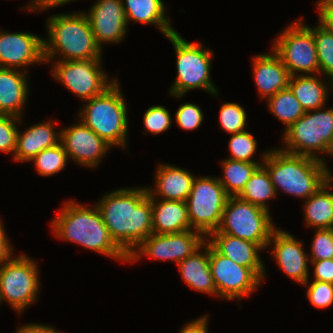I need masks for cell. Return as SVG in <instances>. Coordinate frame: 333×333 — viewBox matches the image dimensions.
<instances>
[{
	"instance_id": "36",
	"label": "cell",
	"mask_w": 333,
	"mask_h": 333,
	"mask_svg": "<svg viewBox=\"0 0 333 333\" xmlns=\"http://www.w3.org/2000/svg\"><path fill=\"white\" fill-rule=\"evenodd\" d=\"M313 239L310 261L333 259V228L317 229Z\"/></svg>"
},
{
	"instance_id": "44",
	"label": "cell",
	"mask_w": 333,
	"mask_h": 333,
	"mask_svg": "<svg viewBox=\"0 0 333 333\" xmlns=\"http://www.w3.org/2000/svg\"><path fill=\"white\" fill-rule=\"evenodd\" d=\"M207 317L203 316L187 324L180 333H207Z\"/></svg>"
},
{
	"instance_id": "46",
	"label": "cell",
	"mask_w": 333,
	"mask_h": 333,
	"mask_svg": "<svg viewBox=\"0 0 333 333\" xmlns=\"http://www.w3.org/2000/svg\"><path fill=\"white\" fill-rule=\"evenodd\" d=\"M69 1L73 0H39L37 8L39 9H48V7H54V6H59L63 5L65 3H68Z\"/></svg>"
},
{
	"instance_id": "3",
	"label": "cell",
	"mask_w": 333,
	"mask_h": 333,
	"mask_svg": "<svg viewBox=\"0 0 333 333\" xmlns=\"http://www.w3.org/2000/svg\"><path fill=\"white\" fill-rule=\"evenodd\" d=\"M263 159L276 193L279 187L286 193L308 199L327 182V167L323 160L280 149L268 151Z\"/></svg>"
},
{
	"instance_id": "39",
	"label": "cell",
	"mask_w": 333,
	"mask_h": 333,
	"mask_svg": "<svg viewBox=\"0 0 333 333\" xmlns=\"http://www.w3.org/2000/svg\"><path fill=\"white\" fill-rule=\"evenodd\" d=\"M307 297L317 308H326L333 304V284L314 280L309 284Z\"/></svg>"
},
{
	"instance_id": "40",
	"label": "cell",
	"mask_w": 333,
	"mask_h": 333,
	"mask_svg": "<svg viewBox=\"0 0 333 333\" xmlns=\"http://www.w3.org/2000/svg\"><path fill=\"white\" fill-rule=\"evenodd\" d=\"M203 114L199 106L191 103L183 104L176 112V123L185 130H193L201 125Z\"/></svg>"
},
{
	"instance_id": "9",
	"label": "cell",
	"mask_w": 333,
	"mask_h": 333,
	"mask_svg": "<svg viewBox=\"0 0 333 333\" xmlns=\"http://www.w3.org/2000/svg\"><path fill=\"white\" fill-rule=\"evenodd\" d=\"M229 197L217 178L195 177L186 200L191 229L204 236L217 231Z\"/></svg>"
},
{
	"instance_id": "35",
	"label": "cell",
	"mask_w": 333,
	"mask_h": 333,
	"mask_svg": "<svg viewBox=\"0 0 333 333\" xmlns=\"http://www.w3.org/2000/svg\"><path fill=\"white\" fill-rule=\"evenodd\" d=\"M246 113L237 103H225L220 109L221 127L231 134L245 131Z\"/></svg>"
},
{
	"instance_id": "7",
	"label": "cell",
	"mask_w": 333,
	"mask_h": 333,
	"mask_svg": "<svg viewBox=\"0 0 333 333\" xmlns=\"http://www.w3.org/2000/svg\"><path fill=\"white\" fill-rule=\"evenodd\" d=\"M167 38L176 51L178 74L170 93L180 98L188 90L199 88L216 95L218 92L210 81L212 52L205 50L200 43L187 42L177 31Z\"/></svg>"
},
{
	"instance_id": "23",
	"label": "cell",
	"mask_w": 333,
	"mask_h": 333,
	"mask_svg": "<svg viewBox=\"0 0 333 333\" xmlns=\"http://www.w3.org/2000/svg\"><path fill=\"white\" fill-rule=\"evenodd\" d=\"M194 177L186 170L169 165H160L156 174V190L147 188L150 196L155 193L163 200L186 201L192 189ZM154 192V193H152Z\"/></svg>"
},
{
	"instance_id": "29",
	"label": "cell",
	"mask_w": 333,
	"mask_h": 333,
	"mask_svg": "<svg viewBox=\"0 0 333 333\" xmlns=\"http://www.w3.org/2000/svg\"><path fill=\"white\" fill-rule=\"evenodd\" d=\"M275 196L276 191L269 173L261 164L252 173L244 189L237 197L268 211L266 200Z\"/></svg>"
},
{
	"instance_id": "41",
	"label": "cell",
	"mask_w": 333,
	"mask_h": 333,
	"mask_svg": "<svg viewBox=\"0 0 333 333\" xmlns=\"http://www.w3.org/2000/svg\"><path fill=\"white\" fill-rule=\"evenodd\" d=\"M315 265L314 276L316 281L333 284V259L311 261Z\"/></svg>"
},
{
	"instance_id": "19",
	"label": "cell",
	"mask_w": 333,
	"mask_h": 333,
	"mask_svg": "<svg viewBox=\"0 0 333 333\" xmlns=\"http://www.w3.org/2000/svg\"><path fill=\"white\" fill-rule=\"evenodd\" d=\"M209 243L221 254L238 265L250 268L260 279L264 277V265L258 251L262 249L258 244L244 240L218 230L212 232Z\"/></svg>"
},
{
	"instance_id": "10",
	"label": "cell",
	"mask_w": 333,
	"mask_h": 333,
	"mask_svg": "<svg viewBox=\"0 0 333 333\" xmlns=\"http://www.w3.org/2000/svg\"><path fill=\"white\" fill-rule=\"evenodd\" d=\"M275 41L273 51L286 66L290 76H295L296 72L319 74L312 28L299 21L286 28Z\"/></svg>"
},
{
	"instance_id": "47",
	"label": "cell",
	"mask_w": 333,
	"mask_h": 333,
	"mask_svg": "<svg viewBox=\"0 0 333 333\" xmlns=\"http://www.w3.org/2000/svg\"><path fill=\"white\" fill-rule=\"evenodd\" d=\"M38 2H39V0H34V1H32L31 3L33 4H31V5H29L30 7V10H34V9H36L37 8V6H38Z\"/></svg>"
},
{
	"instance_id": "1",
	"label": "cell",
	"mask_w": 333,
	"mask_h": 333,
	"mask_svg": "<svg viewBox=\"0 0 333 333\" xmlns=\"http://www.w3.org/2000/svg\"><path fill=\"white\" fill-rule=\"evenodd\" d=\"M97 204L114 242L129 256L152 231L151 196L147 188L119 189Z\"/></svg>"
},
{
	"instance_id": "45",
	"label": "cell",
	"mask_w": 333,
	"mask_h": 333,
	"mask_svg": "<svg viewBox=\"0 0 333 333\" xmlns=\"http://www.w3.org/2000/svg\"><path fill=\"white\" fill-rule=\"evenodd\" d=\"M55 330L56 329L51 328V326L30 324L18 328L17 333H59Z\"/></svg>"
},
{
	"instance_id": "32",
	"label": "cell",
	"mask_w": 333,
	"mask_h": 333,
	"mask_svg": "<svg viewBox=\"0 0 333 333\" xmlns=\"http://www.w3.org/2000/svg\"><path fill=\"white\" fill-rule=\"evenodd\" d=\"M315 38L319 74L324 73L333 79V34L320 23L312 29ZM333 87V80L331 82Z\"/></svg>"
},
{
	"instance_id": "11",
	"label": "cell",
	"mask_w": 333,
	"mask_h": 333,
	"mask_svg": "<svg viewBox=\"0 0 333 333\" xmlns=\"http://www.w3.org/2000/svg\"><path fill=\"white\" fill-rule=\"evenodd\" d=\"M0 300H7L15 310L21 311L36 301L39 289L37 265L22 255L0 265Z\"/></svg>"
},
{
	"instance_id": "13",
	"label": "cell",
	"mask_w": 333,
	"mask_h": 333,
	"mask_svg": "<svg viewBox=\"0 0 333 333\" xmlns=\"http://www.w3.org/2000/svg\"><path fill=\"white\" fill-rule=\"evenodd\" d=\"M209 267L217 295L227 299L249 295L258 287L261 279L248 267L238 265L221 255L209 243Z\"/></svg>"
},
{
	"instance_id": "14",
	"label": "cell",
	"mask_w": 333,
	"mask_h": 333,
	"mask_svg": "<svg viewBox=\"0 0 333 333\" xmlns=\"http://www.w3.org/2000/svg\"><path fill=\"white\" fill-rule=\"evenodd\" d=\"M204 243L203 234L192 229L180 233L151 234L135 248L138 251L134 250L129 254L128 261H135L141 255H149L154 259L173 260L178 264L204 247Z\"/></svg>"
},
{
	"instance_id": "18",
	"label": "cell",
	"mask_w": 333,
	"mask_h": 333,
	"mask_svg": "<svg viewBox=\"0 0 333 333\" xmlns=\"http://www.w3.org/2000/svg\"><path fill=\"white\" fill-rule=\"evenodd\" d=\"M274 243L273 255L282 270L302 284H308L307 254L301 242L277 228L272 232L269 244Z\"/></svg>"
},
{
	"instance_id": "38",
	"label": "cell",
	"mask_w": 333,
	"mask_h": 333,
	"mask_svg": "<svg viewBox=\"0 0 333 333\" xmlns=\"http://www.w3.org/2000/svg\"><path fill=\"white\" fill-rule=\"evenodd\" d=\"M21 118L0 115V151L15 152L18 129L14 122Z\"/></svg>"
},
{
	"instance_id": "2",
	"label": "cell",
	"mask_w": 333,
	"mask_h": 333,
	"mask_svg": "<svg viewBox=\"0 0 333 333\" xmlns=\"http://www.w3.org/2000/svg\"><path fill=\"white\" fill-rule=\"evenodd\" d=\"M51 223L56 236L101 254L128 261V255L111 238L97 206L91 209L69 201Z\"/></svg>"
},
{
	"instance_id": "43",
	"label": "cell",
	"mask_w": 333,
	"mask_h": 333,
	"mask_svg": "<svg viewBox=\"0 0 333 333\" xmlns=\"http://www.w3.org/2000/svg\"><path fill=\"white\" fill-rule=\"evenodd\" d=\"M1 223L0 221V264L2 265L11 259L12 250Z\"/></svg>"
},
{
	"instance_id": "42",
	"label": "cell",
	"mask_w": 333,
	"mask_h": 333,
	"mask_svg": "<svg viewBox=\"0 0 333 333\" xmlns=\"http://www.w3.org/2000/svg\"><path fill=\"white\" fill-rule=\"evenodd\" d=\"M320 10V24L333 34V0H320L317 2Z\"/></svg>"
},
{
	"instance_id": "27",
	"label": "cell",
	"mask_w": 333,
	"mask_h": 333,
	"mask_svg": "<svg viewBox=\"0 0 333 333\" xmlns=\"http://www.w3.org/2000/svg\"><path fill=\"white\" fill-rule=\"evenodd\" d=\"M316 76H290L288 88L300 102L305 112L322 108L327 97L325 85Z\"/></svg>"
},
{
	"instance_id": "25",
	"label": "cell",
	"mask_w": 333,
	"mask_h": 333,
	"mask_svg": "<svg viewBox=\"0 0 333 333\" xmlns=\"http://www.w3.org/2000/svg\"><path fill=\"white\" fill-rule=\"evenodd\" d=\"M204 254L196 250L186 259L178 263L185 283L191 288L205 293L217 294L209 267V242L204 243Z\"/></svg>"
},
{
	"instance_id": "17",
	"label": "cell",
	"mask_w": 333,
	"mask_h": 333,
	"mask_svg": "<svg viewBox=\"0 0 333 333\" xmlns=\"http://www.w3.org/2000/svg\"><path fill=\"white\" fill-rule=\"evenodd\" d=\"M97 45L120 42L126 33L127 21L123 0H99L86 14Z\"/></svg>"
},
{
	"instance_id": "37",
	"label": "cell",
	"mask_w": 333,
	"mask_h": 333,
	"mask_svg": "<svg viewBox=\"0 0 333 333\" xmlns=\"http://www.w3.org/2000/svg\"><path fill=\"white\" fill-rule=\"evenodd\" d=\"M144 125L147 131L159 134L171 125V117L163 106H152L144 114Z\"/></svg>"
},
{
	"instance_id": "21",
	"label": "cell",
	"mask_w": 333,
	"mask_h": 333,
	"mask_svg": "<svg viewBox=\"0 0 333 333\" xmlns=\"http://www.w3.org/2000/svg\"><path fill=\"white\" fill-rule=\"evenodd\" d=\"M151 196L153 234L180 233L191 229L186 201L162 200Z\"/></svg>"
},
{
	"instance_id": "34",
	"label": "cell",
	"mask_w": 333,
	"mask_h": 333,
	"mask_svg": "<svg viewBox=\"0 0 333 333\" xmlns=\"http://www.w3.org/2000/svg\"><path fill=\"white\" fill-rule=\"evenodd\" d=\"M256 143L254 137L247 131L232 134L229 141L232 156L229 159L257 163L250 159L256 151Z\"/></svg>"
},
{
	"instance_id": "8",
	"label": "cell",
	"mask_w": 333,
	"mask_h": 333,
	"mask_svg": "<svg viewBox=\"0 0 333 333\" xmlns=\"http://www.w3.org/2000/svg\"><path fill=\"white\" fill-rule=\"evenodd\" d=\"M275 229L269 211L238 197H229L218 231L251 241L264 249Z\"/></svg>"
},
{
	"instance_id": "28",
	"label": "cell",
	"mask_w": 333,
	"mask_h": 333,
	"mask_svg": "<svg viewBox=\"0 0 333 333\" xmlns=\"http://www.w3.org/2000/svg\"><path fill=\"white\" fill-rule=\"evenodd\" d=\"M329 186L333 187L326 182L305 203L307 225L316 229L333 228V193L327 191Z\"/></svg>"
},
{
	"instance_id": "48",
	"label": "cell",
	"mask_w": 333,
	"mask_h": 333,
	"mask_svg": "<svg viewBox=\"0 0 333 333\" xmlns=\"http://www.w3.org/2000/svg\"><path fill=\"white\" fill-rule=\"evenodd\" d=\"M326 178H327V182H328V183H331V180L333 179V176H331V174H330L328 168H327V176H326ZM331 178H332V179H331Z\"/></svg>"
},
{
	"instance_id": "33",
	"label": "cell",
	"mask_w": 333,
	"mask_h": 333,
	"mask_svg": "<svg viewBox=\"0 0 333 333\" xmlns=\"http://www.w3.org/2000/svg\"><path fill=\"white\" fill-rule=\"evenodd\" d=\"M67 159L68 154L60 142L53 147L42 150L32 160L38 170L37 172L47 177L61 171L65 167Z\"/></svg>"
},
{
	"instance_id": "15",
	"label": "cell",
	"mask_w": 333,
	"mask_h": 333,
	"mask_svg": "<svg viewBox=\"0 0 333 333\" xmlns=\"http://www.w3.org/2000/svg\"><path fill=\"white\" fill-rule=\"evenodd\" d=\"M60 134V142L68 157L83 166L96 167L111 146L83 122L63 129Z\"/></svg>"
},
{
	"instance_id": "12",
	"label": "cell",
	"mask_w": 333,
	"mask_h": 333,
	"mask_svg": "<svg viewBox=\"0 0 333 333\" xmlns=\"http://www.w3.org/2000/svg\"><path fill=\"white\" fill-rule=\"evenodd\" d=\"M100 60H60L54 66L53 75L69 90L87 101L101 95L114 82L107 83L105 72L99 69Z\"/></svg>"
},
{
	"instance_id": "4",
	"label": "cell",
	"mask_w": 333,
	"mask_h": 333,
	"mask_svg": "<svg viewBox=\"0 0 333 333\" xmlns=\"http://www.w3.org/2000/svg\"><path fill=\"white\" fill-rule=\"evenodd\" d=\"M85 14H59L49 19V41L44 40V62L59 51L65 56L63 61L101 58V48L95 41Z\"/></svg>"
},
{
	"instance_id": "22",
	"label": "cell",
	"mask_w": 333,
	"mask_h": 333,
	"mask_svg": "<svg viewBox=\"0 0 333 333\" xmlns=\"http://www.w3.org/2000/svg\"><path fill=\"white\" fill-rule=\"evenodd\" d=\"M18 71L0 67V115L22 116L28 86L26 74Z\"/></svg>"
},
{
	"instance_id": "24",
	"label": "cell",
	"mask_w": 333,
	"mask_h": 333,
	"mask_svg": "<svg viewBox=\"0 0 333 333\" xmlns=\"http://www.w3.org/2000/svg\"><path fill=\"white\" fill-rule=\"evenodd\" d=\"M53 129L49 121L32 126L26 129L23 134L18 131L14 152L15 160L32 161L42 150L59 144L61 134L55 133ZM57 135L59 136L57 137Z\"/></svg>"
},
{
	"instance_id": "26",
	"label": "cell",
	"mask_w": 333,
	"mask_h": 333,
	"mask_svg": "<svg viewBox=\"0 0 333 333\" xmlns=\"http://www.w3.org/2000/svg\"><path fill=\"white\" fill-rule=\"evenodd\" d=\"M125 3H123V8L127 23L129 20H133L158 25L160 31L166 37L176 32L169 26L168 19L164 17L165 8L162 0H126Z\"/></svg>"
},
{
	"instance_id": "30",
	"label": "cell",
	"mask_w": 333,
	"mask_h": 333,
	"mask_svg": "<svg viewBox=\"0 0 333 333\" xmlns=\"http://www.w3.org/2000/svg\"><path fill=\"white\" fill-rule=\"evenodd\" d=\"M222 164L225 178L218 180L230 197H237L242 192L252 173L260 166L259 163L231 159H226Z\"/></svg>"
},
{
	"instance_id": "5",
	"label": "cell",
	"mask_w": 333,
	"mask_h": 333,
	"mask_svg": "<svg viewBox=\"0 0 333 333\" xmlns=\"http://www.w3.org/2000/svg\"><path fill=\"white\" fill-rule=\"evenodd\" d=\"M117 80L101 95L87 100L79 115L82 122L108 144L126 147L128 119Z\"/></svg>"
},
{
	"instance_id": "20",
	"label": "cell",
	"mask_w": 333,
	"mask_h": 333,
	"mask_svg": "<svg viewBox=\"0 0 333 333\" xmlns=\"http://www.w3.org/2000/svg\"><path fill=\"white\" fill-rule=\"evenodd\" d=\"M253 59L255 84L262 98L267 99L288 88L290 74L274 51L272 55H259Z\"/></svg>"
},
{
	"instance_id": "31",
	"label": "cell",
	"mask_w": 333,
	"mask_h": 333,
	"mask_svg": "<svg viewBox=\"0 0 333 333\" xmlns=\"http://www.w3.org/2000/svg\"><path fill=\"white\" fill-rule=\"evenodd\" d=\"M270 111L288 128L306 112L289 88L267 98Z\"/></svg>"
},
{
	"instance_id": "16",
	"label": "cell",
	"mask_w": 333,
	"mask_h": 333,
	"mask_svg": "<svg viewBox=\"0 0 333 333\" xmlns=\"http://www.w3.org/2000/svg\"><path fill=\"white\" fill-rule=\"evenodd\" d=\"M45 61L44 40L30 33L0 31V67L16 69Z\"/></svg>"
},
{
	"instance_id": "6",
	"label": "cell",
	"mask_w": 333,
	"mask_h": 333,
	"mask_svg": "<svg viewBox=\"0 0 333 333\" xmlns=\"http://www.w3.org/2000/svg\"><path fill=\"white\" fill-rule=\"evenodd\" d=\"M316 110V113L306 112L285 129L284 140L289 149L282 151L319 160L321 158L314 155V151L333 156V109Z\"/></svg>"
}]
</instances>
